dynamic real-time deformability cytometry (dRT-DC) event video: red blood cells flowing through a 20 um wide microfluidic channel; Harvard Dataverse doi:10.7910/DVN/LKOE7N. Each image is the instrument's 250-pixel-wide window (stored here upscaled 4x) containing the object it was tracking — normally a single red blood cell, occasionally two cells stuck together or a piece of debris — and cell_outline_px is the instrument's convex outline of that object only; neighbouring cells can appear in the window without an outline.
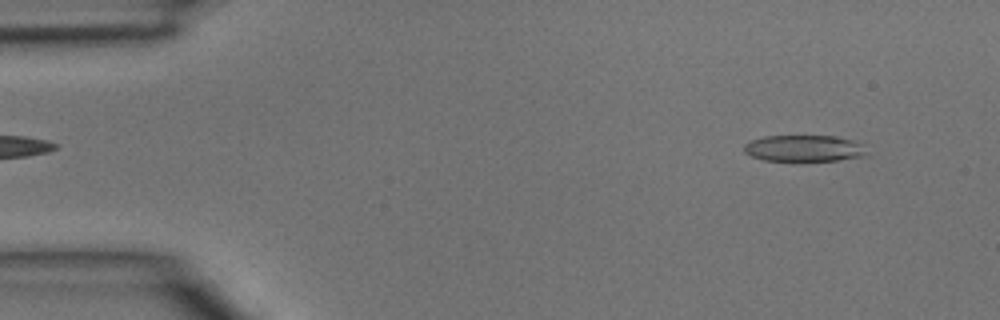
{"species": "common noctule bat (a hibernating species)", "species_latin": "Nyctalus noctula", "temperature_condition": "room temperature", "stored_images_in_passage": 43, "camera_frame_rate_fps": 3000, "um_per_image_px": 0.085, "animal": {"sex": "male", "body_mass_g": 15.6}, "frame": {"image": 1, "passage_image": 3, "time_ms": 0.667, "image_size_px": [1000, 320], "cell_outline_px": [[860, 156], [836, 160], [764, 160], [752, 156], [744, 152], [744, 144], [752, 140], [764, 136], [836, 136], [852, 140], [856, 144], [860, 152]], "centroid_in_image_um": [68.16, 12.59], "position_along_channel_um": 16.8, "area_um2": 17.98}}
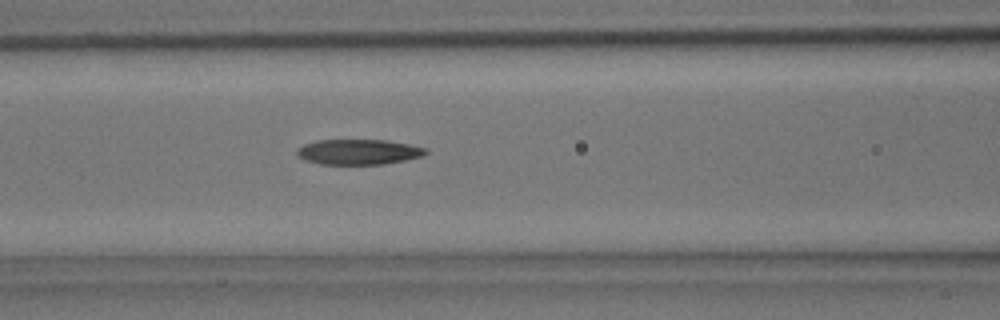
{"frame": {"image": 2, "passage_image": 17, "time_ms": 5.333, "image_size_px": [1000, 320], "cell_outline_px": [[428, 152], [424, 156], [384, 164], [320, 164], [304, 160], [296, 152], [296, 148], [304, 144], [316, 140], [388, 140], [428, 148]], "centroid_in_image_um": [30.49, 12.91], "position_along_channel_um": 136.1, "area_um2": 19.07}}
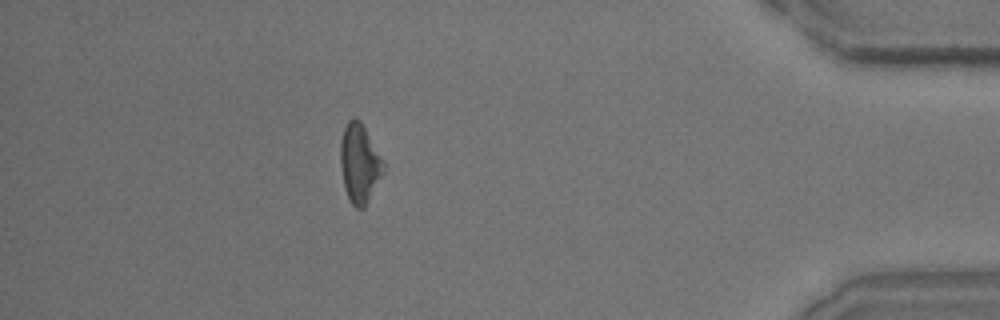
{"frame": {"image": 3, "passage_image": 38, "time_ms": 12.333, "image_size_px": [1000, 320], "cell_outline_px": [[384, 172], [364, 208], [356, 208], [352, 204], [344, 188], [340, 164], [340, 144], [344, 128], [348, 120], [352, 116], [360, 120], [384, 160]], "centroid_in_image_um": [30.56, 13.87], "position_along_channel_um": 404.6, "area_um2": 19.83}}